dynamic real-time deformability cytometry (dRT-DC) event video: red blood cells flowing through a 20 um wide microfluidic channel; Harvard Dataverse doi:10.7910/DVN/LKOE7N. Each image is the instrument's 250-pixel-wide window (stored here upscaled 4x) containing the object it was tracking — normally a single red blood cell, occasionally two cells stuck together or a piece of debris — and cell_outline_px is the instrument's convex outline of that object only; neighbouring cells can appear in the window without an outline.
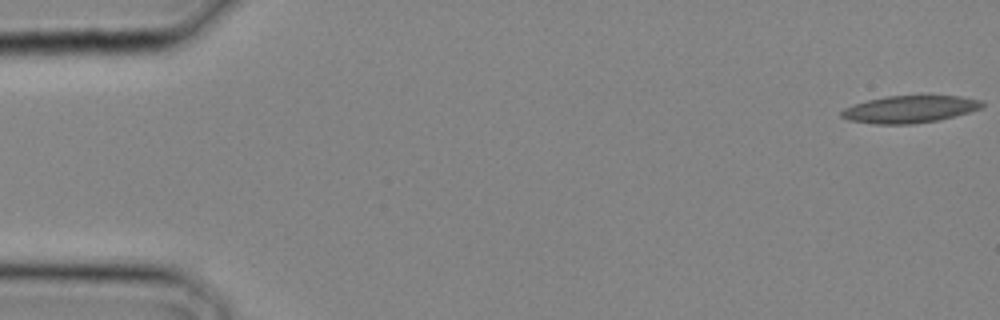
{"species": "common noctule bat (a hibernating species)", "species_latin": "Nyctalus noctula", "temperature_condition": "cold", "stored_images_in_passage": 19, "camera_frame_rate_fps": 3000, "um_per_image_px": 0.085, "animal": {"sex": "male", "body_mass_g": 20.4}, "frame": {"image": 1, "passage_image": 1, "time_ms": 0.0, "image_size_px": [1000, 320], "cell_outline_px": [[984, 104], [980, 108], [968, 112], [940, 120], [912, 124], [872, 124], [848, 120], [840, 116], [840, 112], [844, 108], [852, 104], [884, 96], [920, 92], [924, 92], [960, 96], [980, 100]], "centroid_in_image_um": [77.32, 9.23], "position_along_channel_um": 7.7, "area_um2": 23.47}}
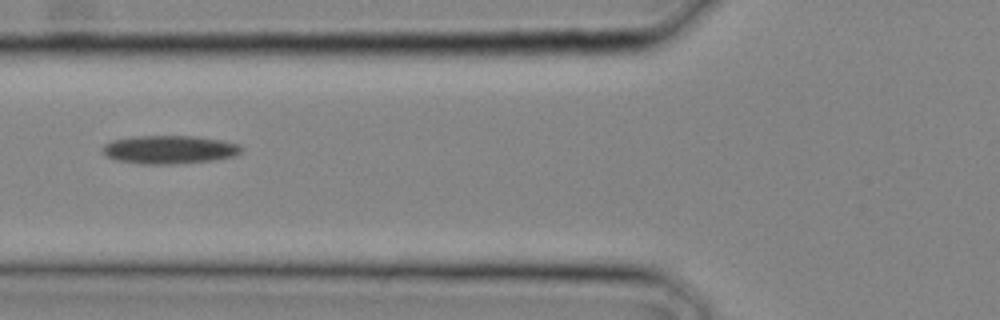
{"frame": {"image": 2, "passage_image": 12, "time_ms": 3.667, "image_size_px": [1000, 320], "cell_outline_px": [[244, 148], [236, 156], [216, 160], [172, 164], [140, 164], [116, 160], [108, 156], [100, 148], [104, 144], [112, 140], [132, 136], [196, 136], [224, 140], [240, 144]], "centroid_in_image_um": [14.44, 12.71], "position_along_channel_um": 111.4, "area_um2": 23.24}}
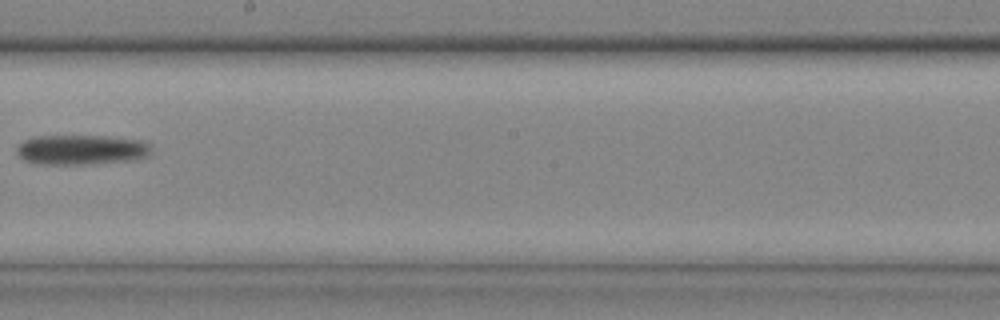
{"frame": {"image": 3, "passage_image": 18, "time_ms": 5.667, "image_size_px": [1000, 320], "cell_outline_px": [[152, 156], [136, 160], [92, 164], [32, 164], [20, 160], [16, 156], [16, 148], [24, 140], [36, 136], [108, 136], [144, 140], [152, 144]], "centroid_in_image_um": [6.96, 12.74], "position_along_channel_um": 241.2, "area_um2": 24.33}}